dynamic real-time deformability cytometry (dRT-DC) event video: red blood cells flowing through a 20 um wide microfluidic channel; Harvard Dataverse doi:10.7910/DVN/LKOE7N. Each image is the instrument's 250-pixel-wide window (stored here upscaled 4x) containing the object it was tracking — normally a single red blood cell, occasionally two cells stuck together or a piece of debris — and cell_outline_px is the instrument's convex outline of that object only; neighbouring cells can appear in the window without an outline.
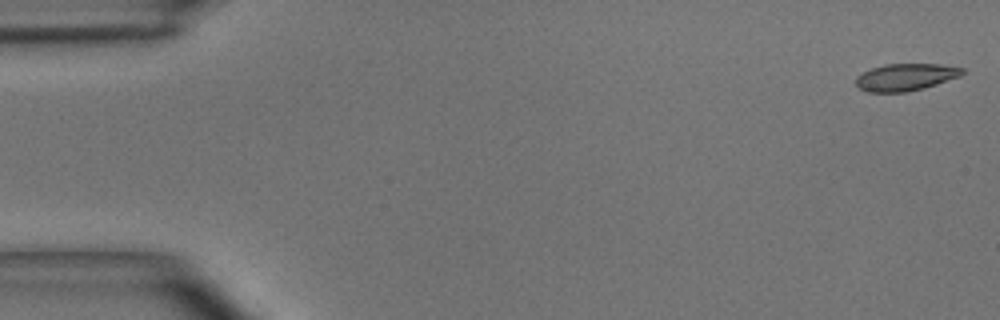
{"species": "common noctule bat (a hibernating species)", "species_latin": "Nyctalus noctula", "temperature_condition": "room temperature", "stored_images_in_passage": 49, "camera_frame_rate_fps": 3000, "um_per_image_px": 0.085, "animal": {"sex": "male", "body_mass_g": 15.6}, "frame": {"image": 1, "passage_image": 1, "time_ms": 0.0, "image_size_px": [1000, 320], "cell_outline_px": [[964, 72], [960, 76], [924, 88], [904, 92], [868, 92], [860, 88], [856, 84], [856, 76], [872, 68], [884, 64], [940, 64], [964, 68]], "centroid_in_image_um": [76.98, 6.55], "position_along_channel_um": 8.0, "area_um2": 16.7}}
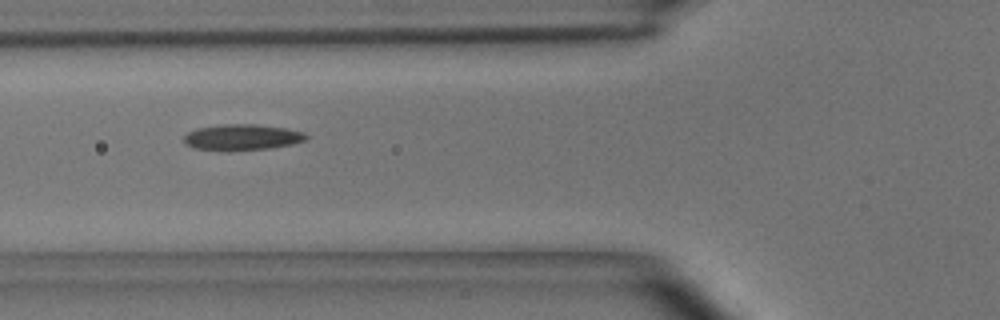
{"frame": {"image": 2, "passage_image": 18, "time_ms": 5.667, "image_size_px": [1000, 320], "cell_outline_px": [[308, 136], [304, 140], [292, 144], [272, 148], [228, 152], [224, 152], [192, 148], [184, 144], [184, 136], [188, 132], [196, 128], [220, 124], [256, 124], [288, 128], [304, 132]], "centroid_in_image_um": [20.53, 11.68], "position_along_channel_um": 105.3, "area_um2": 19.07}}
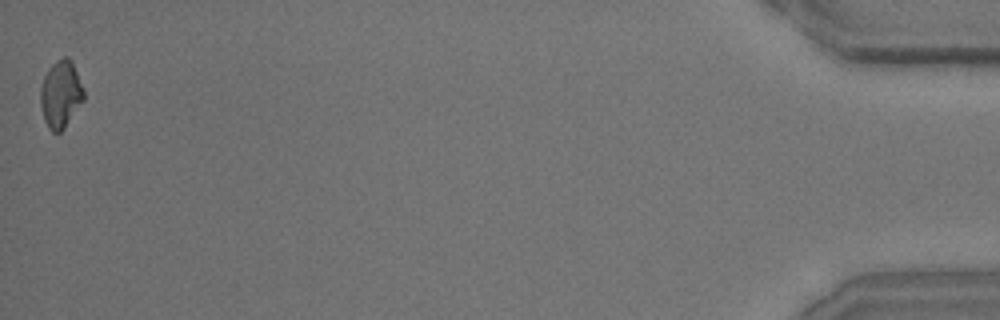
{"frame": {"image": 3, "passage_image": 49, "time_ms": 16.0, "image_size_px": [1000, 320], "cell_outline_px": [[84, 100], [64, 128], [60, 132], [52, 132], [48, 128], [44, 120], [40, 104], [40, 88], [44, 76], [48, 68], [56, 60], [64, 56], [68, 56], [72, 60], [84, 88]], "centroid_in_image_um": [5.16, 7.98], "position_along_channel_um": 430.0, "area_um2": 17.22}, "authors_computed_cell_mechanics": {"area_um2": 17.4556, "velocity_mm_per_s": 4.043, "shape_relaxation_time_tau1_ms": 10.9912, "shape_relaxation_time_tau2_ms": 5.2573, "deformation_change_tau1": 0.2439, "deformation_change_tau2": 0.1115}}